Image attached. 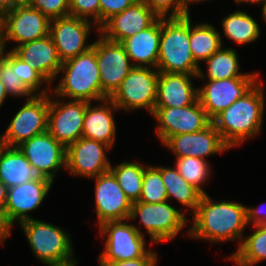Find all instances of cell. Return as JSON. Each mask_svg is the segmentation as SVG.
Instances as JSON below:
<instances>
[{"mask_svg": "<svg viewBox=\"0 0 266 266\" xmlns=\"http://www.w3.org/2000/svg\"><path fill=\"white\" fill-rule=\"evenodd\" d=\"M2 47H1V33H0V53H1Z\"/></svg>", "mask_w": 266, "mask_h": 266, "instance_id": "f5cc1de1", "label": "cell"}, {"mask_svg": "<svg viewBox=\"0 0 266 266\" xmlns=\"http://www.w3.org/2000/svg\"><path fill=\"white\" fill-rule=\"evenodd\" d=\"M189 44V15L161 18V37L157 70L166 73L198 75Z\"/></svg>", "mask_w": 266, "mask_h": 266, "instance_id": "277c9868", "label": "cell"}, {"mask_svg": "<svg viewBox=\"0 0 266 266\" xmlns=\"http://www.w3.org/2000/svg\"><path fill=\"white\" fill-rule=\"evenodd\" d=\"M159 71L153 67H133L110 97L119 110L145 109L152 115L157 102Z\"/></svg>", "mask_w": 266, "mask_h": 266, "instance_id": "ba28073f", "label": "cell"}, {"mask_svg": "<svg viewBox=\"0 0 266 266\" xmlns=\"http://www.w3.org/2000/svg\"><path fill=\"white\" fill-rule=\"evenodd\" d=\"M26 3L50 20L69 15V0H27Z\"/></svg>", "mask_w": 266, "mask_h": 266, "instance_id": "f35d334b", "label": "cell"}, {"mask_svg": "<svg viewBox=\"0 0 266 266\" xmlns=\"http://www.w3.org/2000/svg\"><path fill=\"white\" fill-rule=\"evenodd\" d=\"M198 75L159 72L155 107H186L198 100Z\"/></svg>", "mask_w": 266, "mask_h": 266, "instance_id": "603a6c76", "label": "cell"}, {"mask_svg": "<svg viewBox=\"0 0 266 266\" xmlns=\"http://www.w3.org/2000/svg\"><path fill=\"white\" fill-rule=\"evenodd\" d=\"M19 225L31 252L40 263L45 266L63 265L76 260L71 236L65 229L35 217Z\"/></svg>", "mask_w": 266, "mask_h": 266, "instance_id": "5b68a950", "label": "cell"}, {"mask_svg": "<svg viewBox=\"0 0 266 266\" xmlns=\"http://www.w3.org/2000/svg\"><path fill=\"white\" fill-rule=\"evenodd\" d=\"M192 219V227L185 233L187 237L212 244L236 240L239 243L236 251L248 227L246 205L231 200L215 201L207 193L202 195Z\"/></svg>", "mask_w": 266, "mask_h": 266, "instance_id": "6da1fadb", "label": "cell"}, {"mask_svg": "<svg viewBox=\"0 0 266 266\" xmlns=\"http://www.w3.org/2000/svg\"><path fill=\"white\" fill-rule=\"evenodd\" d=\"M160 37L161 18L122 42L133 67L157 68Z\"/></svg>", "mask_w": 266, "mask_h": 266, "instance_id": "d4e9b609", "label": "cell"}, {"mask_svg": "<svg viewBox=\"0 0 266 266\" xmlns=\"http://www.w3.org/2000/svg\"><path fill=\"white\" fill-rule=\"evenodd\" d=\"M98 102L96 105L87 102L82 137L103 142L112 148L117 130L114 112L119 109L110 98Z\"/></svg>", "mask_w": 266, "mask_h": 266, "instance_id": "cb8c5ba5", "label": "cell"}, {"mask_svg": "<svg viewBox=\"0 0 266 266\" xmlns=\"http://www.w3.org/2000/svg\"><path fill=\"white\" fill-rule=\"evenodd\" d=\"M31 166L54 181L58 170L66 168V147L48 131L36 135L18 146Z\"/></svg>", "mask_w": 266, "mask_h": 266, "instance_id": "ffe728a7", "label": "cell"}, {"mask_svg": "<svg viewBox=\"0 0 266 266\" xmlns=\"http://www.w3.org/2000/svg\"><path fill=\"white\" fill-rule=\"evenodd\" d=\"M160 172L164 182V186L167 191L168 201L173 199L181 203L180 208L184 213L185 210L192 211V214L196 211L198 204L200 203L202 193L190 185L174 167L170 166H155ZM186 209H185V208Z\"/></svg>", "mask_w": 266, "mask_h": 266, "instance_id": "83f0119b", "label": "cell"}, {"mask_svg": "<svg viewBox=\"0 0 266 266\" xmlns=\"http://www.w3.org/2000/svg\"><path fill=\"white\" fill-rule=\"evenodd\" d=\"M254 232L245 236L237 251L228 256L237 266H254L266 260V226H252Z\"/></svg>", "mask_w": 266, "mask_h": 266, "instance_id": "4dcf8cb0", "label": "cell"}, {"mask_svg": "<svg viewBox=\"0 0 266 266\" xmlns=\"http://www.w3.org/2000/svg\"><path fill=\"white\" fill-rule=\"evenodd\" d=\"M50 19L26 2L16 6L0 17L1 47L6 50L7 42L18 43L16 47L49 35Z\"/></svg>", "mask_w": 266, "mask_h": 266, "instance_id": "9c48e42d", "label": "cell"}, {"mask_svg": "<svg viewBox=\"0 0 266 266\" xmlns=\"http://www.w3.org/2000/svg\"><path fill=\"white\" fill-rule=\"evenodd\" d=\"M7 190L8 188L0 180V210H3V211H4L5 204H6V199H7Z\"/></svg>", "mask_w": 266, "mask_h": 266, "instance_id": "f6af8a7d", "label": "cell"}, {"mask_svg": "<svg viewBox=\"0 0 266 266\" xmlns=\"http://www.w3.org/2000/svg\"><path fill=\"white\" fill-rule=\"evenodd\" d=\"M8 94L5 91V87L4 84L1 82L0 80V108L2 107V105L4 104L5 100L7 99Z\"/></svg>", "mask_w": 266, "mask_h": 266, "instance_id": "bcb514c9", "label": "cell"}, {"mask_svg": "<svg viewBox=\"0 0 266 266\" xmlns=\"http://www.w3.org/2000/svg\"><path fill=\"white\" fill-rule=\"evenodd\" d=\"M13 52L27 63H31L37 71L51 86L58 78L62 61L60 60L57 48L52 37L27 42L16 47Z\"/></svg>", "mask_w": 266, "mask_h": 266, "instance_id": "7402d4cb", "label": "cell"}, {"mask_svg": "<svg viewBox=\"0 0 266 266\" xmlns=\"http://www.w3.org/2000/svg\"><path fill=\"white\" fill-rule=\"evenodd\" d=\"M152 116L162 144L174 135L199 132L212 123L199 100L186 107H155Z\"/></svg>", "mask_w": 266, "mask_h": 266, "instance_id": "8fae6325", "label": "cell"}, {"mask_svg": "<svg viewBox=\"0 0 266 266\" xmlns=\"http://www.w3.org/2000/svg\"><path fill=\"white\" fill-rule=\"evenodd\" d=\"M78 259L71 263L63 264V265H50V266H77Z\"/></svg>", "mask_w": 266, "mask_h": 266, "instance_id": "f907efd6", "label": "cell"}, {"mask_svg": "<svg viewBox=\"0 0 266 266\" xmlns=\"http://www.w3.org/2000/svg\"><path fill=\"white\" fill-rule=\"evenodd\" d=\"M53 181H28L7 190L4 215L13 228L18 224L33 219L29 212L39 209L51 190Z\"/></svg>", "mask_w": 266, "mask_h": 266, "instance_id": "ac0fdd59", "label": "cell"}, {"mask_svg": "<svg viewBox=\"0 0 266 266\" xmlns=\"http://www.w3.org/2000/svg\"><path fill=\"white\" fill-rule=\"evenodd\" d=\"M16 75L34 95H45L51 92V86L49 83L33 69L32 64L23 61L17 55ZM44 84H46V87L42 88L41 86H44Z\"/></svg>", "mask_w": 266, "mask_h": 266, "instance_id": "d590c367", "label": "cell"}, {"mask_svg": "<svg viewBox=\"0 0 266 266\" xmlns=\"http://www.w3.org/2000/svg\"><path fill=\"white\" fill-rule=\"evenodd\" d=\"M263 81L259 80L242 98L237 99L213 120L223 141L231 148L255 138L262 131L265 109Z\"/></svg>", "mask_w": 266, "mask_h": 266, "instance_id": "7a4b0ae2", "label": "cell"}, {"mask_svg": "<svg viewBox=\"0 0 266 266\" xmlns=\"http://www.w3.org/2000/svg\"><path fill=\"white\" fill-rule=\"evenodd\" d=\"M69 15L88 21L92 20V23L100 28L99 0H69Z\"/></svg>", "mask_w": 266, "mask_h": 266, "instance_id": "74e56055", "label": "cell"}, {"mask_svg": "<svg viewBox=\"0 0 266 266\" xmlns=\"http://www.w3.org/2000/svg\"><path fill=\"white\" fill-rule=\"evenodd\" d=\"M138 0H99L100 27L113 15L121 13Z\"/></svg>", "mask_w": 266, "mask_h": 266, "instance_id": "ab89813d", "label": "cell"}, {"mask_svg": "<svg viewBox=\"0 0 266 266\" xmlns=\"http://www.w3.org/2000/svg\"><path fill=\"white\" fill-rule=\"evenodd\" d=\"M22 3L21 0H0V17Z\"/></svg>", "mask_w": 266, "mask_h": 266, "instance_id": "ee69618b", "label": "cell"}, {"mask_svg": "<svg viewBox=\"0 0 266 266\" xmlns=\"http://www.w3.org/2000/svg\"><path fill=\"white\" fill-rule=\"evenodd\" d=\"M163 146L168 148L175 158L190 156L203 160L231 149L223 141L213 123L199 132L174 135Z\"/></svg>", "mask_w": 266, "mask_h": 266, "instance_id": "d6986e66", "label": "cell"}, {"mask_svg": "<svg viewBox=\"0 0 266 266\" xmlns=\"http://www.w3.org/2000/svg\"><path fill=\"white\" fill-rule=\"evenodd\" d=\"M175 168L179 174L192 186L197 188L203 195L207 192L202 186L208 183L211 177V164L208 160H203L196 157L176 158Z\"/></svg>", "mask_w": 266, "mask_h": 266, "instance_id": "836d02e7", "label": "cell"}, {"mask_svg": "<svg viewBox=\"0 0 266 266\" xmlns=\"http://www.w3.org/2000/svg\"><path fill=\"white\" fill-rule=\"evenodd\" d=\"M222 30L227 40L239 45L255 42L259 39L261 30L259 24L250 14L236 10L229 13L221 21Z\"/></svg>", "mask_w": 266, "mask_h": 266, "instance_id": "f546056e", "label": "cell"}, {"mask_svg": "<svg viewBox=\"0 0 266 266\" xmlns=\"http://www.w3.org/2000/svg\"><path fill=\"white\" fill-rule=\"evenodd\" d=\"M158 254L152 248L142 256L134 260L115 261L108 264H100V266H157Z\"/></svg>", "mask_w": 266, "mask_h": 266, "instance_id": "60d3db41", "label": "cell"}, {"mask_svg": "<svg viewBox=\"0 0 266 266\" xmlns=\"http://www.w3.org/2000/svg\"><path fill=\"white\" fill-rule=\"evenodd\" d=\"M262 18L264 23L266 22V1L262 4V11H261Z\"/></svg>", "mask_w": 266, "mask_h": 266, "instance_id": "681fc988", "label": "cell"}, {"mask_svg": "<svg viewBox=\"0 0 266 266\" xmlns=\"http://www.w3.org/2000/svg\"><path fill=\"white\" fill-rule=\"evenodd\" d=\"M158 18H177L190 14L186 0H143ZM168 16V17H167Z\"/></svg>", "mask_w": 266, "mask_h": 266, "instance_id": "8d00e7d4", "label": "cell"}, {"mask_svg": "<svg viewBox=\"0 0 266 266\" xmlns=\"http://www.w3.org/2000/svg\"><path fill=\"white\" fill-rule=\"evenodd\" d=\"M112 148L100 141L79 138L66 147V170L74 176L93 178L110 171L107 156Z\"/></svg>", "mask_w": 266, "mask_h": 266, "instance_id": "9a60e30c", "label": "cell"}, {"mask_svg": "<svg viewBox=\"0 0 266 266\" xmlns=\"http://www.w3.org/2000/svg\"><path fill=\"white\" fill-rule=\"evenodd\" d=\"M50 96L34 95L15 113L0 139L8 147H18L47 131Z\"/></svg>", "mask_w": 266, "mask_h": 266, "instance_id": "30bf717a", "label": "cell"}, {"mask_svg": "<svg viewBox=\"0 0 266 266\" xmlns=\"http://www.w3.org/2000/svg\"><path fill=\"white\" fill-rule=\"evenodd\" d=\"M158 19L143 0H138L108 19L99 28V33L108 40L122 43L125 39L150 27Z\"/></svg>", "mask_w": 266, "mask_h": 266, "instance_id": "44dd1931", "label": "cell"}, {"mask_svg": "<svg viewBox=\"0 0 266 266\" xmlns=\"http://www.w3.org/2000/svg\"><path fill=\"white\" fill-rule=\"evenodd\" d=\"M50 94L47 131L67 147L82 137L87 101L65 102L64 98Z\"/></svg>", "mask_w": 266, "mask_h": 266, "instance_id": "4fadbf2b", "label": "cell"}, {"mask_svg": "<svg viewBox=\"0 0 266 266\" xmlns=\"http://www.w3.org/2000/svg\"><path fill=\"white\" fill-rule=\"evenodd\" d=\"M0 180L7 188L34 181H51L38 168L31 166L18 147L4 146L0 152Z\"/></svg>", "mask_w": 266, "mask_h": 266, "instance_id": "484cf974", "label": "cell"}, {"mask_svg": "<svg viewBox=\"0 0 266 266\" xmlns=\"http://www.w3.org/2000/svg\"><path fill=\"white\" fill-rule=\"evenodd\" d=\"M92 29L97 30L99 33V27L92 23V21L71 15L55 18L50 21L49 35L52 37L62 62L76 57L92 47L93 42L87 44Z\"/></svg>", "mask_w": 266, "mask_h": 266, "instance_id": "5bb4252c", "label": "cell"}, {"mask_svg": "<svg viewBox=\"0 0 266 266\" xmlns=\"http://www.w3.org/2000/svg\"><path fill=\"white\" fill-rule=\"evenodd\" d=\"M207 71L204 74L200 68L198 78L201 80H224L235 77H259V72H239L240 64L237 52L233 47H221L204 61Z\"/></svg>", "mask_w": 266, "mask_h": 266, "instance_id": "4316f807", "label": "cell"}, {"mask_svg": "<svg viewBox=\"0 0 266 266\" xmlns=\"http://www.w3.org/2000/svg\"><path fill=\"white\" fill-rule=\"evenodd\" d=\"M167 191L161 177V172L154 166L145 168L140 202L161 203L167 201Z\"/></svg>", "mask_w": 266, "mask_h": 266, "instance_id": "e575fe53", "label": "cell"}, {"mask_svg": "<svg viewBox=\"0 0 266 266\" xmlns=\"http://www.w3.org/2000/svg\"><path fill=\"white\" fill-rule=\"evenodd\" d=\"M202 1H203V2H204V1L207 2V1H210V0H186V4H187L188 9H189V6H191V4H193V3H194V4H195V3L198 4V3H201Z\"/></svg>", "mask_w": 266, "mask_h": 266, "instance_id": "c3c4849f", "label": "cell"}, {"mask_svg": "<svg viewBox=\"0 0 266 266\" xmlns=\"http://www.w3.org/2000/svg\"><path fill=\"white\" fill-rule=\"evenodd\" d=\"M260 77H235L224 80H204L198 87V100L213 120L219 113L228 108L237 99L242 98Z\"/></svg>", "mask_w": 266, "mask_h": 266, "instance_id": "2e32d148", "label": "cell"}, {"mask_svg": "<svg viewBox=\"0 0 266 266\" xmlns=\"http://www.w3.org/2000/svg\"><path fill=\"white\" fill-rule=\"evenodd\" d=\"M12 227L7 222L4 211L0 210V243L3 245L6 239L11 236Z\"/></svg>", "mask_w": 266, "mask_h": 266, "instance_id": "7bdbcfd3", "label": "cell"}, {"mask_svg": "<svg viewBox=\"0 0 266 266\" xmlns=\"http://www.w3.org/2000/svg\"><path fill=\"white\" fill-rule=\"evenodd\" d=\"M170 202L167 200L161 203H132L129 220L140 219L151 244L174 240L189 223L188 216Z\"/></svg>", "mask_w": 266, "mask_h": 266, "instance_id": "8992f818", "label": "cell"}, {"mask_svg": "<svg viewBox=\"0 0 266 266\" xmlns=\"http://www.w3.org/2000/svg\"><path fill=\"white\" fill-rule=\"evenodd\" d=\"M238 5L245 3V4H252V5H256V4H260L261 5L266 1V0H234Z\"/></svg>", "mask_w": 266, "mask_h": 266, "instance_id": "7dc6e473", "label": "cell"}, {"mask_svg": "<svg viewBox=\"0 0 266 266\" xmlns=\"http://www.w3.org/2000/svg\"><path fill=\"white\" fill-rule=\"evenodd\" d=\"M0 80L4 84L8 97L25 98L29 100L34 94L23 84L16 75V54L5 49L0 53Z\"/></svg>", "mask_w": 266, "mask_h": 266, "instance_id": "d6a6232c", "label": "cell"}, {"mask_svg": "<svg viewBox=\"0 0 266 266\" xmlns=\"http://www.w3.org/2000/svg\"><path fill=\"white\" fill-rule=\"evenodd\" d=\"M92 48L99 66L102 94L110 98L133 69V65L122 43L108 40L100 33Z\"/></svg>", "mask_w": 266, "mask_h": 266, "instance_id": "7c38bea8", "label": "cell"}, {"mask_svg": "<svg viewBox=\"0 0 266 266\" xmlns=\"http://www.w3.org/2000/svg\"><path fill=\"white\" fill-rule=\"evenodd\" d=\"M95 181V210L98 227L107 221L129 219L132 201L120 187L111 171L93 177Z\"/></svg>", "mask_w": 266, "mask_h": 266, "instance_id": "e0dca14e", "label": "cell"}, {"mask_svg": "<svg viewBox=\"0 0 266 266\" xmlns=\"http://www.w3.org/2000/svg\"><path fill=\"white\" fill-rule=\"evenodd\" d=\"M147 166L135 161H122L115 167L110 166V171L114 174L120 187L132 203L140 199L143 175Z\"/></svg>", "mask_w": 266, "mask_h": 266, "instance_id": "1f68e13d", "label": "cell"}, {"mask_svg": "<svg viewBox=\"0 0 266 266\" xmlns=\"http://www.w3.org/2000/svg\"><path fill=\"white\" fill-rule=\"evenodd\" d=\"M129 222V224H128ZM104 239V249L99 256V264L115 261L134 260L142 257L149 249L146 247L145 233L129 219L107 221L99 227Z\"/></svg>", "mask_w": 266, "mask_h": 266, "instance_id": "52a82bcc", "label": "cell"}, {"mask_svg": "<svg viewBox=\"0 0 266 266\" xmlns=\"http://www.w3.org/2000/svg\"><path fill=\"white\" fill-rule=\"evenodd\" d=\"M5 146V144L2 142V140L0 139V152L2 150V148Z\"/></svg>", "mask_w": 266, "mask_h": 266, "instance_id": "816d5d0a", "label": "cell"}, {"mask_svg": "<svg viewBox=\"0 0 266 266\" xmlns=\"http://www.w3.org/2000/svg\"><path fill=\"white\" fill-rule=\"evenodd\" d=\"M189 14V44L194 60L201 65L223 45L221 31L210 23H193Z\"/></svg>", "mask_w": 266, "mask_h": 266, "instance_id": "f1b7e54d", "label": "cell"}, {"mask_svg": "<svg viewBox=\"0 0 266 266\" xmlns=\"http://www.w3.org/2000/svg\"><path fill=\"white\" fill-rule=\"evenodd\" d=\"M262 206V205H261ZM248 226L264 225L266 226V212L260 207L246 206Z\"/></svg>", "mask_w": 266, "mask_h": 266, "instance_id": "b9f144b4", "label": "cell"}, {"mask_svg": "<svg viewBox=\"0 0 266 266\" xmlns=\"http://www.w3.org/2000/svg\"><path fill=\"white\" fill-rule=\"evenodd\" d=\"M59 83L51 87L54 96L65 100L98 102L106 97L102 94L99 66L95 50L88 51L62 62Z\"/></svg>", "mask_w": 266, "mask_h": 266, "instance_id": "3957f363", "label": "cell"}]
</instances>
